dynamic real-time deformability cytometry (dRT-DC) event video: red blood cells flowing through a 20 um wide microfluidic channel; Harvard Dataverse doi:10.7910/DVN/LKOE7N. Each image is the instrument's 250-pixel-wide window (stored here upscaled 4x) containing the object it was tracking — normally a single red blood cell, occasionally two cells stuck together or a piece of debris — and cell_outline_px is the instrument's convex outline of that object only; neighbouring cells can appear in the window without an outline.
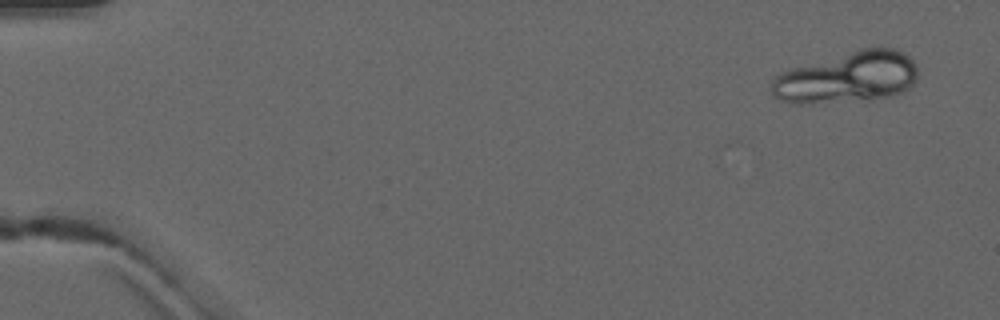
{"species": "common noctule bat (a hibernating species)", "species_latin": "Nyctalus noctula", "temperature_condition": "warm", "stored_images_in_passage": 6, "segment_of_instrument_passage": [1, 2], "camera_frame_rate_fps": 3000, "um_per_image_px": 0.085, "animal": {"sex": "male", "forearm_length_mm": 52.5}, "frame": {"image": 1, "passage_image": 1, "time_ms": 0.0, "image_size_px": [1000, 320], "cell_outline_px": [[916, 80], [904, 92], [888, 96], [868, 100], [804, 104], [792, 104], [780, 100], [772, 96], [772, 80], [780, 72], [792, 68], [860, 48], [896, 48], [908, 56], [916, 64]], "centroid_in_image_um": [72.0, 6.59], "position_along_channel_um": 13.0, "area_um2": 43.75}}